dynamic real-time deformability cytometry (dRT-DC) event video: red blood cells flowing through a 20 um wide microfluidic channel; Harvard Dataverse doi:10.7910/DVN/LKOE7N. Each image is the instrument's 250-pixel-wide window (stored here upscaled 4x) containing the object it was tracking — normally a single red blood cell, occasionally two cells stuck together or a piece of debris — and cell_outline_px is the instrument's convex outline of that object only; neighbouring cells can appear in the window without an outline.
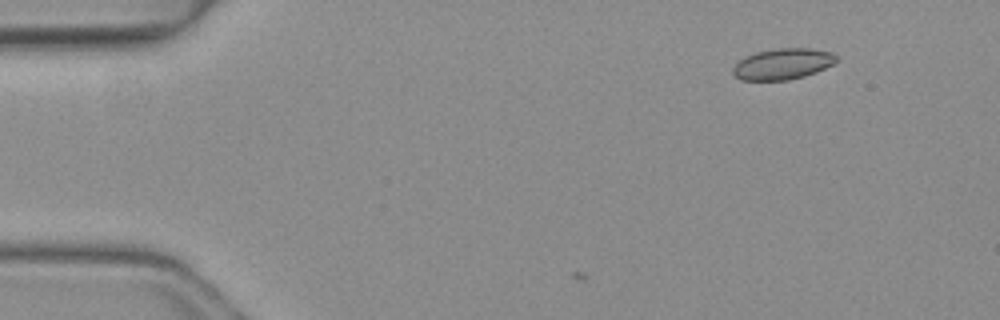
{"species": "common noctule bat (a hibernating species)", "species_latin": "Nyctalus noctula", "temperature_condition": "warm", "stored_images_in_passage": 2, "camera_frame_rate_fps": 3000, "um_per_image_px": 0.085, "animal": {"sex": "female", "body_mass_g": 19.3, "forearm_length_mm": 54.1}, "frame": {"image": 1, "passage_image": 2, "time_ms": 0.333, "image_size_px": [1000, 320], "cell_outline_px": [[836, 60], [832, 64], [816, 72], [804, 76], [788, 80], [740, 80], [732, 72], [732, 68], [744, 56], [756, 52], [772, 48], [812, 48], [832, 52], [836, 56]], "centroid_in_image_um": [66.51, 5.42], "position_along_channel_um": 18.5, "area_um2": 18.73}}